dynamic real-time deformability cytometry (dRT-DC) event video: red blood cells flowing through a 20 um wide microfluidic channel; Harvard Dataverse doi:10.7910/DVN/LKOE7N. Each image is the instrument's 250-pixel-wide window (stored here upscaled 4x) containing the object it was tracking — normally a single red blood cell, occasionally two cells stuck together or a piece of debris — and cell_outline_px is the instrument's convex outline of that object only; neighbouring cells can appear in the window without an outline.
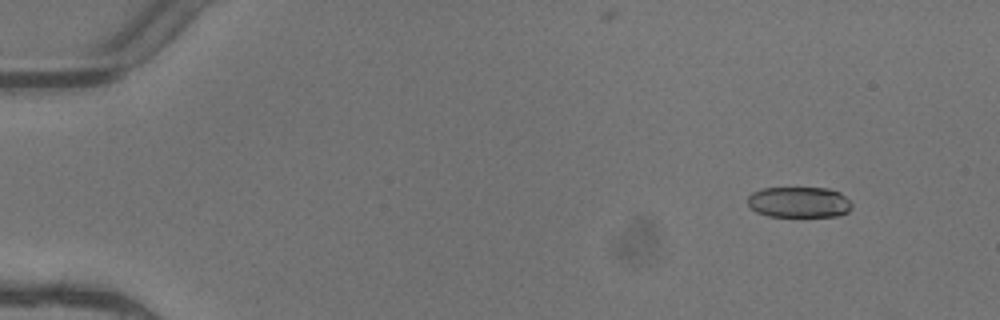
{"species": "common noctule bat (a hibernating species)", "species_latin": "Nyctalus noctula", "temperature_condition": "warm", "stored_images_in_passage": 4, "camera_frame_rate_fps": 3000, "um_per_image_px": 0.085, "animal": {"sex": "female"}, "frame": {"image": 1, "passage_image": 2, "time_ms": 0.333, "image_size_px": [1000, 320], "cell_outline_px": [[852, 208], [848, 212], [836, 216], [768, 216], [756, 212], [748, 204], [748, 196], [752, 192], [764, 188], [828, 188], [840, 192], [852, 204]], "centroid_in_image_um": [67.92, 17.18], "position_along_channel_um": 17.1, "area_um2": 18.67}}
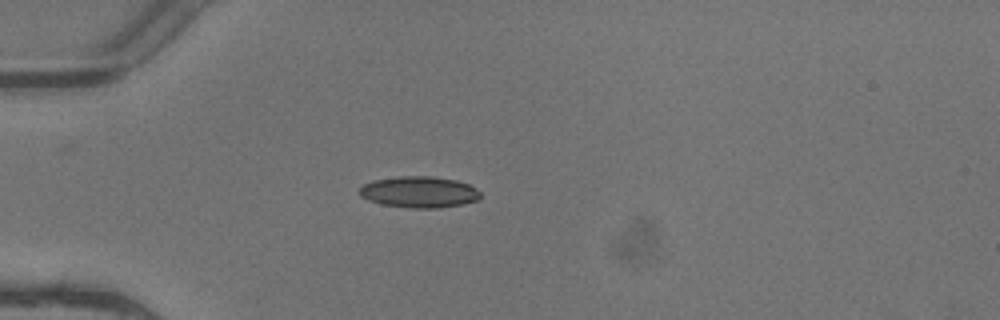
{"frame": {"image": 2, "passage_image": 4, "time_ms": 1.0, "image_size_px": [1000, 320], "cell_outline_px": [[480, 196], [476, 200], [460, 204], [440, 208], [412, 208], [380, 204], [368, 200], [360, 196], [356, 192], [364, 184], [372, 180], [400, 176], [432, 176], [456, 180], [468, 184], [476, 188], [480, 192]], "centroid_in_image_um": [35.58, 16.32], "position_along_channel_um": 49.4, "area_um2": 22.14}}